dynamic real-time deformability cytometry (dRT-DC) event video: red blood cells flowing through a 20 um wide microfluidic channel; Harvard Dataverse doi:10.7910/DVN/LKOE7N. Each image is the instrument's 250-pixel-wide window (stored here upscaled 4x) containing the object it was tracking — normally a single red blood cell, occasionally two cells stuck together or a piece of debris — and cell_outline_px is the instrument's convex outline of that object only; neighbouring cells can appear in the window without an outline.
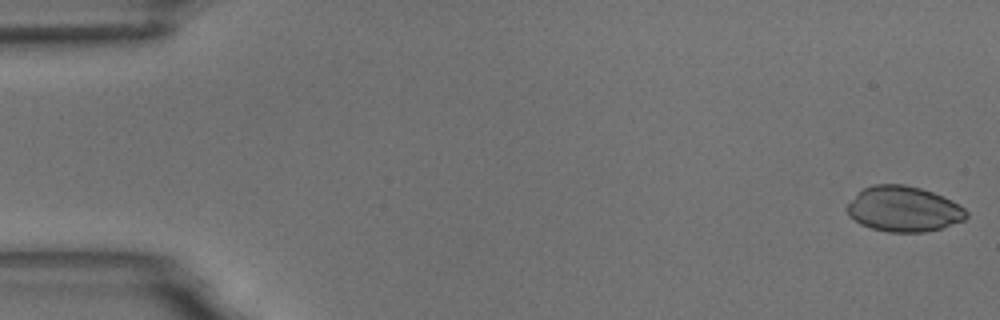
{"species": "common noctule bat (a hibernating species)", "species_latin": "Nyctalus noctula", "temperature_condition": "room temperature", "stored_images_in_passage": 17, "camera_frame_rate_fps": 3000, "um_per_image_px": 0.085, "animal": {"sex": "male", "body_mass_g": 18.8}, "frame": {"image": 1, "passage_image": 1, "time_ms": 0.0, "image_size_px": [1000, 320], "cell_outline_px": [[968, 216], [964, 220], [940, 228], [924, 232], [888, 232], [872, 228], [860, 224], [848, 216], [844, 208], [864, 188], [872, 184], [904, 184], [920, 188], [932, 192], [952, 200], [960, 204], [968, 212]], "centroid_in_image_um": [76.81, 17.77], "position_along_channel_um": 8.2, "area_um2": 31.56}}
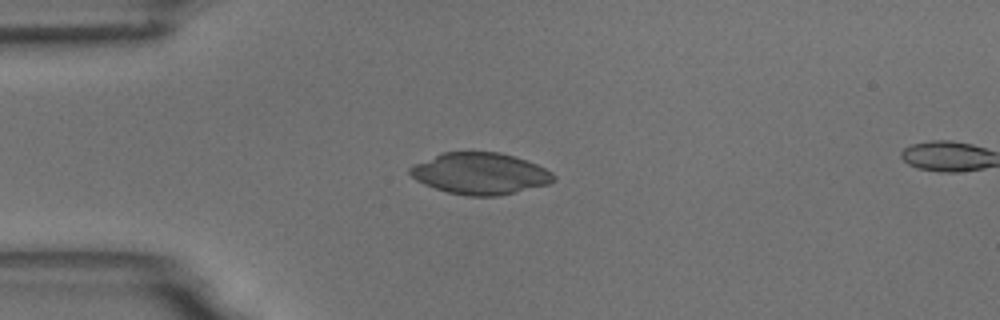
{"frame": {"image": 2, "passage_image": 14, "time_ms": 4.333, "image_size_px": [1000, 320], "cell_outline_px": [[556, 180], [548, 184], [496, 196], [468, 196], [448, 192], [424, 184], [416, 180], [408, 172], [408, 168], [440, 152], [500, 152], [536, 164], [552, 172], [556, 176]], "centroid_in_image_um": [40.8, 14.75], "position_along_channel_um": 44.2, "area_um2": 34.45}}